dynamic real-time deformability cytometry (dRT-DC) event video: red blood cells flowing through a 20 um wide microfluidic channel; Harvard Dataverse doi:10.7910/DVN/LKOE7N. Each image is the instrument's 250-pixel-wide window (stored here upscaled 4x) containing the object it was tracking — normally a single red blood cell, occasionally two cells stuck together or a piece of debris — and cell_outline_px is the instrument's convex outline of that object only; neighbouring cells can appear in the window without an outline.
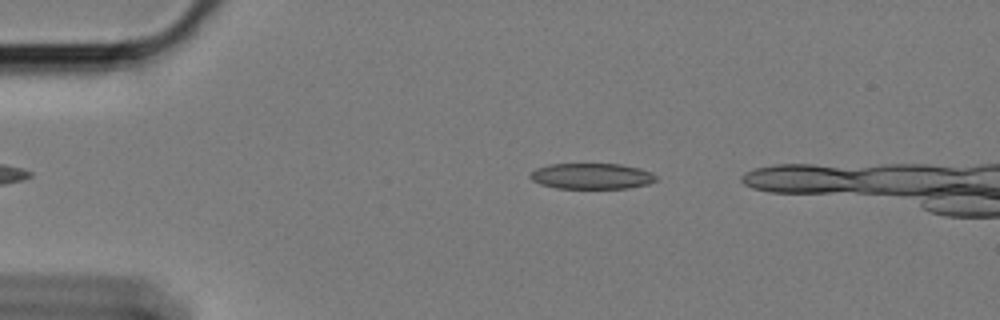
{"species": "Egyptian fruit bat (a non-hibernating species)", "species_latin": "Rousettus aegyptiacus", "temperature_condition": "cold", "stored_images_in_passage": 45, "camera_frame_rate_fps": 3000, "um_per_image_px": 0.085, "animal": {"sex": "female"}, "frame": {"image": 1, "passage_image": 6, "time_ms": 1.667, "image_size_px": [1000, 320], "cell_outline_px": [[656, 180], [648, 184], [628, 188], [556, 188], [540, 184], [532, 180], [528, 176], [536, 168], [548, 164], [620, 164], [636, 168], [648, 172], [656, 176]], "centroid_in_image_um": [50.23, 14.97], "position_along_channel_um": 34.8, "area_um2": 18.73}}
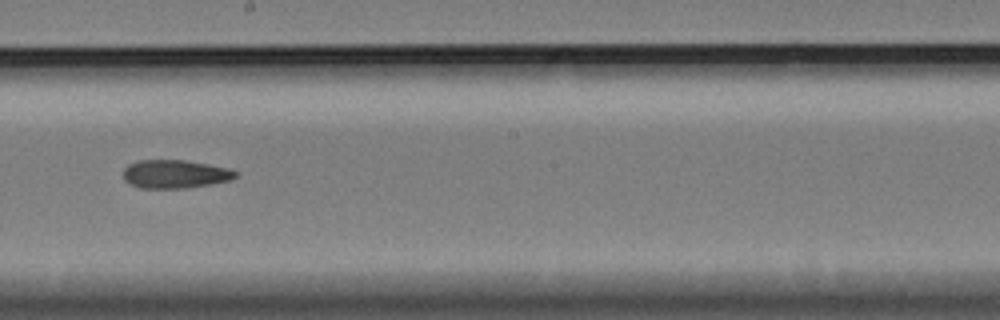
{"frame": {"image": 2, "passage_image": 27, "time_ms": 8.667, "image_size_px": [1000, 320], "cell_outline_px": [[236, 176], [232, 180], [188, 188], [140, 188], [124, 180], [124, 168], [128, 164], [136, 160], [184, 160], [208, 164], [228, 168], [236, 172]], "centroid_in_image_um": [14.86, 14.79], "position_along_channel_um": 233.3, "area_um2": 18.55}}
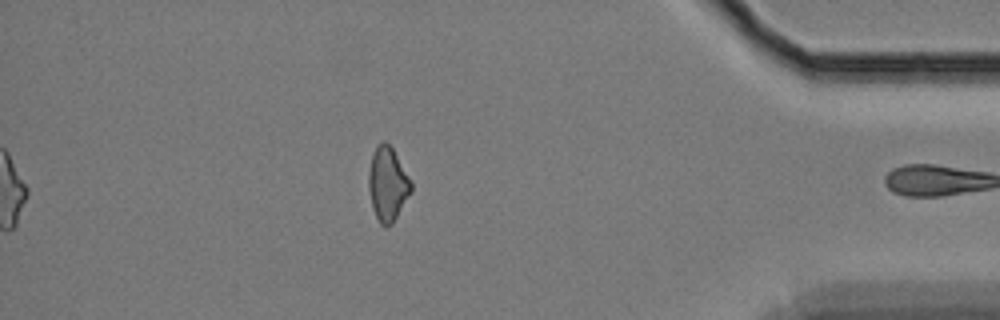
{"frame": {"image": 3, "passage_image": 45, "time_ms": 14.667, "image_size_px": [1000, 320], "cell_outline_px": [[412, 192], [392, 224], [384, 228], [380, 224], [372, 208], [368, 188], [368, 172], [372, 156], [376, 148], [384, 140], [392, 148], [412, 180]], "centroid_in_image_um": [32.96, 15.68], "position_along_channel_um": 402.2, "area_um2": 18.38}, "authors_computed_cell_mechanics": {"area_um2": 18.785, "velocity_mm_per_s": 3.4185, "shape_relaxation_time_tau1_ms": 8.6432, "shape_relaxation_time_tau2_ms": 6.9942, "deformation_change_tau1": 0.1575, "deformation_change_tau2": 0.1662}}